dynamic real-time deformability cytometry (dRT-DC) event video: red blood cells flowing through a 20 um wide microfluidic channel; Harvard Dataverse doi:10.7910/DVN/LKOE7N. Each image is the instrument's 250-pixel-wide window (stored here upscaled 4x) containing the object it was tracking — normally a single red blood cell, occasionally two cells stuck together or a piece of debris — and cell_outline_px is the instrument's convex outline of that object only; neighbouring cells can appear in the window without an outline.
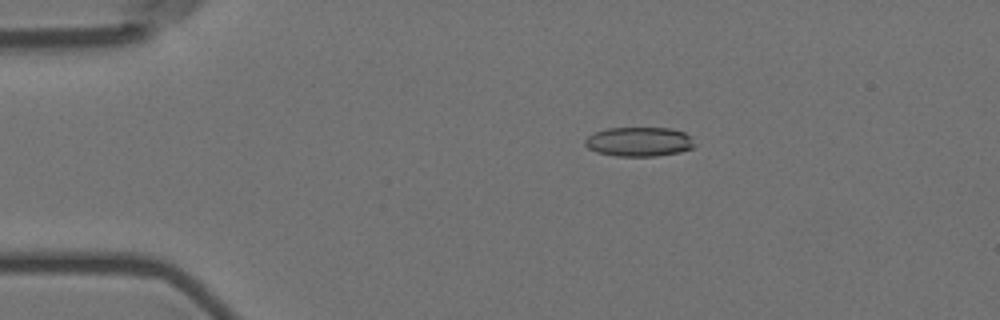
{"species": "Egyptian fruit bat (a non-hibernating species)", "species_latin": "Rousettus aegyptiacus", "temperature_condition": "room temperature", "stored_images_in_passage": 8, "camera_frame_rate_fps": 3000, "um_per_image_px": 0.085, "animal": {"sex": "female"}, "frame": {"image": 1, "passage_image": 3, "time_ms": 0.667, "image_size_px": [1000, 320], "cell_outline_px": [[696, 144], [692, 148], [680, 152], [656, 156], [616, 156], [596, 152], [588, 148], [584, 144], [584, 140], [588, 136], [604, 128], [672, 128], [684, 132]], "centroid_in_image_um": [54.3, 12.05], "position_along_channel_um": 30.7, "area_um2": 18.79}}
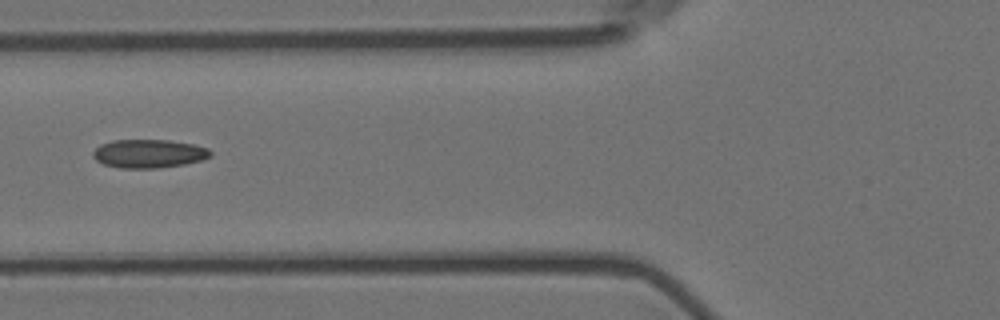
{"frame": {"image": 2, "passage_image": 6, "time_ms": 1.667, "image_size_px": [1000, 320], "cell_outline_px": [[212, 156], [200, 160], [184, 164], [160, 168], [120, 168], [104, 164], [96, 160], [92, 156], [92, 152], [100, 144], [112, 140], [168, 140], [192, 144], [208, 148], [212, 152]], "centroid_in_image_um": [12.63, 13.06], "position_along_channel_um": 113.2, "area_um2": 19.54}}
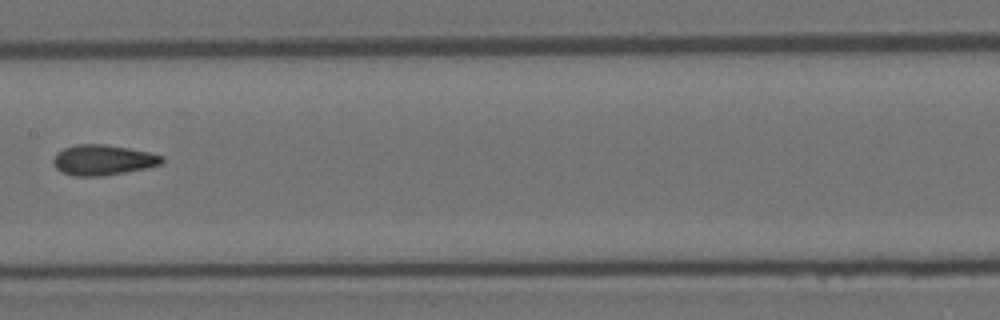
{"frame": {"image": 3, "passage_image": 8, "time_ms": 2.333, "image_size_px": [1000, 320], "cell_outline_px": [[164, 160], [160, 164], [144, 168], [104, 176], [72, 176], [60, 172], [52, 164], [52, 160], [56, 152], [64, 148], [76, 144], [104, 144], [128, 148], [148, 152], [164, 156]], "centroid_in_image_um": [8.69, 13.6], "position_along_channel_um": 198.7, "area_um2": 19.31}}